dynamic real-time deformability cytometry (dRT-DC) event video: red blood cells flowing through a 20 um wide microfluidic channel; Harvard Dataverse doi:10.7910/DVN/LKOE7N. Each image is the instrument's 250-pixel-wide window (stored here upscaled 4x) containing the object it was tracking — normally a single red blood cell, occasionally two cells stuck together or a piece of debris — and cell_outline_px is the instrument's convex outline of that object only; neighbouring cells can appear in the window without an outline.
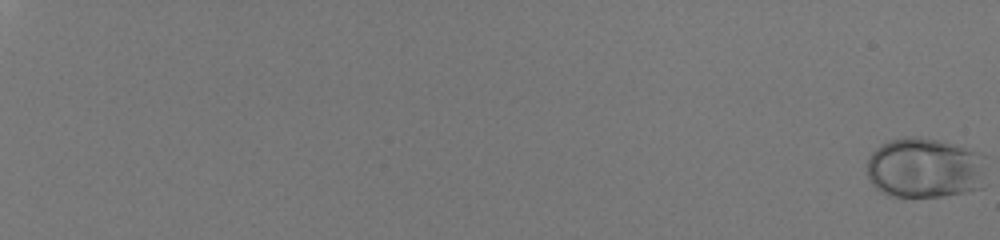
{"species": "human", "species_latin": "Homo sapiens", "temperature_condition": "room temperature", "stored_images_in_passage": 56, "camera_frame_rate_fps": 3000, "um_per_image_px": 0.085, "donor": {"sex": "male"}, "frame": {"image": 1, "passage_image": 1, "time_ms": 0.0, "image_size_px": [1000, 240], "cell_outline_px": [[984, 188], [964, 192], [940, 196], [888, 196], [876, 188], [872, 184], [868, 176], [868, 156], [876, 148], [892, 140], [904, 136], [920, 136], [952, 144], [976, 152], [984, 156]], "centroid_in_image_um": [78.6, 14.28], "position_along_channel_um": 6.4, "area_um2": 41.91}}
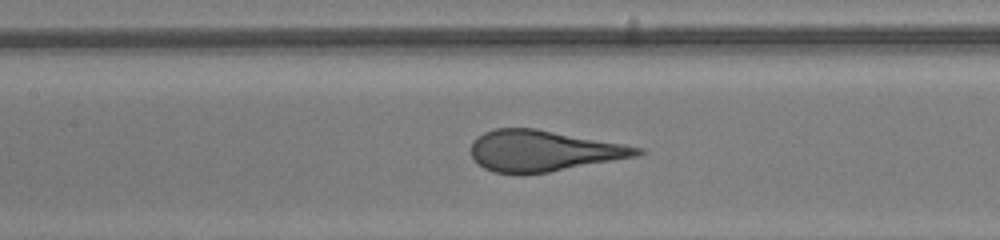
{"frame": {"image": 2, "passage_image": 35, "time_ms": 11.333, "image_size_px": [1000, 240], "cell_outline_px": [[648, 152], [636, 156], [548, 172], [496, 172], [484, 168], [472, 156], [472, 144], [484, 132], [496, 128], [536, 128], [624, 144], [644, 148]], "centroid_in_image_um": [46.24, 12.79], "position_along_channel_um": 161.2, "area_um2": 38.9}}
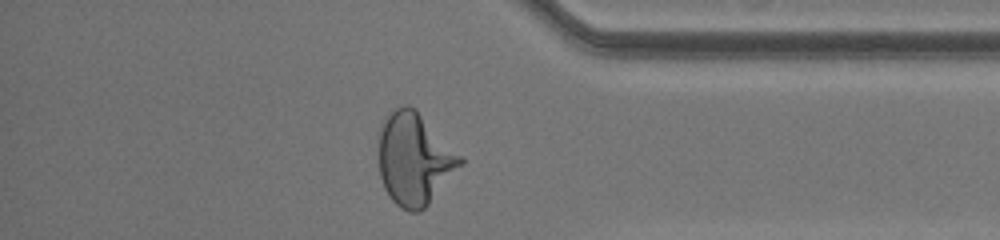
{"frame": {"image": 3, "passage_image": 53, "time_ms": 17.333, "image_size_px": [1000, 240], "cell_outline_px": [[464, 164], [428, 204], [420, 212], [408, 212], [400, 208], [392, 200], [384, 188], [380, 176], [376, 140], [376, 136], [380, 124], [384, 116], [392, 108], [404, 104], [408, 104], [416, 108], [464, 156]], "centroid_in_image_um": [35.2, 13.45], "position_along_channel_um": 400.0, "area_um2": 45.43}}